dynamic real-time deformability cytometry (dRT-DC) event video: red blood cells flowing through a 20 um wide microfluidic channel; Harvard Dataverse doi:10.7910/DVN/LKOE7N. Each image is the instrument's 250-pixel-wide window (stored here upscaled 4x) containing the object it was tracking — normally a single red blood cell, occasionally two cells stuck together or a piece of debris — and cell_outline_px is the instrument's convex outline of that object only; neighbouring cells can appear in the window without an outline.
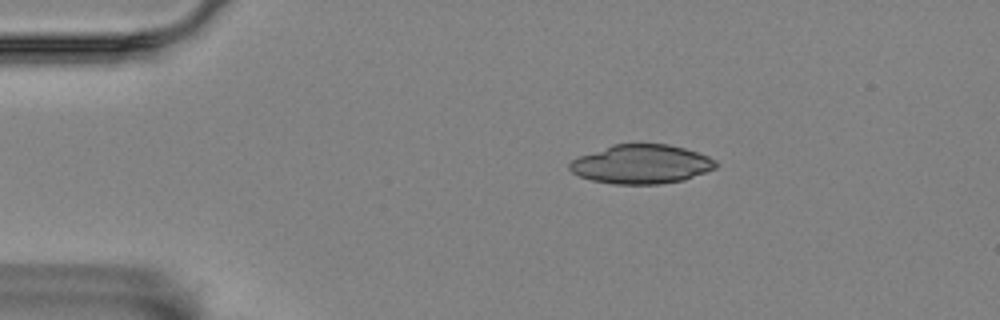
{"species": "Egyptian fruit bat (a non-hibernating species)", "species_latin": "Rousettus aegyptiacus", "temperature_condition": "room temperature", "stored_images_in_passage": 4, "camera_frame_rate_fps": 3000, "um_per_image_px": 0.085, "animal": {"sex": "female"}, "frame": {"image": 1, "passage_image": 1, "time_ms": 0.0, "image_size_px": [1000, 320], "cell_outline_px": [[720, 164], [716, 168], [684, 180], [660, 184], [612, 184], [592, 180], [580, 176], [572, 172], [568, 168], [568, 164], [572, 160], [580, 156], [612, 144], [668, 144], [684, 148], [708, 156], [716, 160]], "centroid_in_image_um": [54.53, 13.96], "position_along_channel_um": 30.5, "area_um2": 33.29}}